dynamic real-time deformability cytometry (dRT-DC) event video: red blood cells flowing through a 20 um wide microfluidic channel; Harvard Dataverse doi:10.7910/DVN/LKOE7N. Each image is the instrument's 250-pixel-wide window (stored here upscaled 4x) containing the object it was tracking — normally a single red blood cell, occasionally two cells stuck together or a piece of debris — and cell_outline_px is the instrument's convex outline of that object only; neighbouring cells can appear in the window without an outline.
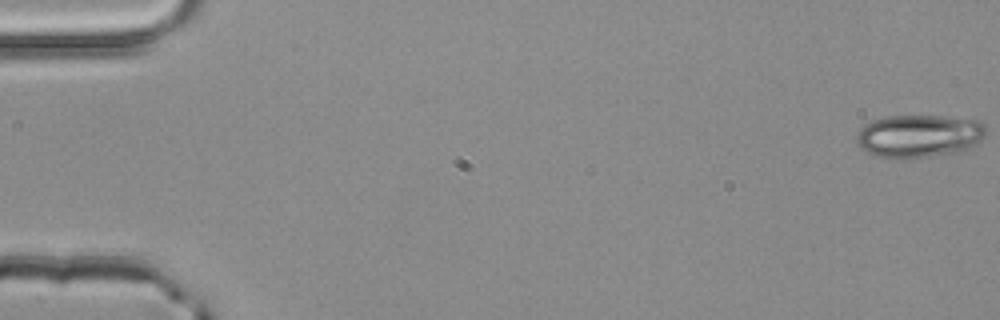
{"species": "common noctule bat (a hibernating species)", "species_latin": "Nyctalus noctula", "temperature_condition": "room temperature", "stored_images_in_passage": 14, "camera_frame_rate_fps": 3000, "um_per_image_px": 0.085, "animal": {"sex": "male", "body_mass_g": 20.4}, "frame": {"image": 1, "passage_image": 1, "time_ms": 0.0, "image_size_px": [1000, 320], "cell_outline_px": [[984, 136], [976, 144], [956, 152], [928, 156], [880, 156], [868, 152], [860, 148], [856, 140], [856, 136], [860, 128], [864, 124], [872, 120], [888, 116], [940, 116], [980, 120], [984, 124]], "centroid_in_image_um": [78.1, 11.51], "position_along_channel_um": 6.9, "area_um2": 31.56}}